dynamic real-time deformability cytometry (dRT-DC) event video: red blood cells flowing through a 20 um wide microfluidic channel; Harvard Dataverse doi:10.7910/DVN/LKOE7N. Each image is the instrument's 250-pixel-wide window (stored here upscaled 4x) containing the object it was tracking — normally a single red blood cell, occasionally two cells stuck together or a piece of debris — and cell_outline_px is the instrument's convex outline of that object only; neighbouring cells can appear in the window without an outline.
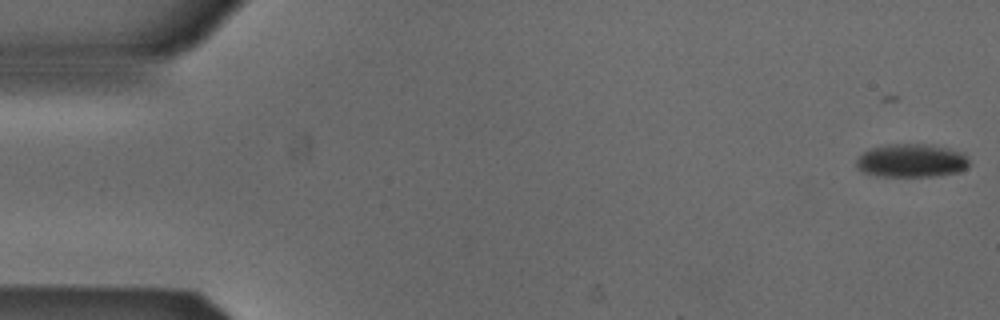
{"species": "Egyptian fruit bat (a non-hibernating species)", "species_latin": "Rousettus aegyptiacus", "temperature_condition": "cold", "stored_images_in_passage": 39, "camera_frame_rate_fps": 3000, "um_per_image_px": 0.085, "animal": {"sex": "male"}, "frame": {"image": 1, "passage_image": 2, "time_ms": 0.333, "image_size_px": [1000, 320], "cell_outline_px": [[968, 164], [960, 172], [936, 176], [876, 176], [864, 172], [856, 168], [856, 160], [864, 152], [872, 148], [888, 144], [924, 144], [948, 148], [964, 152], [968, 160]], "centroid_in_image_um": [77.47, 13.66], "position_along_channel_um": 7.5, "area_um2": 21.91}}
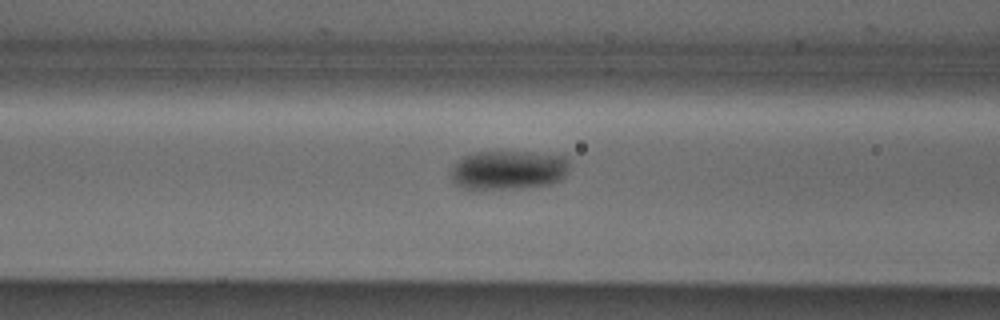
{"frame": {"image": 2, "passage_image": 22, "time_ms": 7.0, "image_size_px": [1000, 320], "cell_outline_px": [[568, 168], [564, 176], [560, 180], [548, 184], [520, 188], [464, 188], [456, 184], [448, 176], [456, 160], [464, 156], [476, 152], [528, 152], [564, 156], [568, 160]], "centroid_in_image_um": [43.17, 14.44], "position_along_channel_um": 123.4, "area_um2": 26.82}}
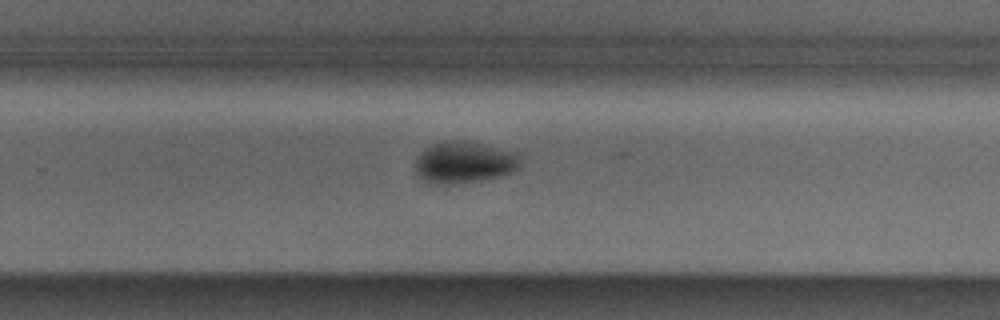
{"frame": {"image": 3, "passage_image": 35, "time_ms": 11.333, "image_size_px": [1000, 320], "cell_outline_px": [[520, 168], [516, 172], [500, 176], [480, 180], [452, 184], [428, 184], [416, 172], [416, 160], [424, 148], [432, 144], [444, 140], [460, 140], [480, 144], [516, 152], [520, 156]], "centroid_in_image_um": [39.47, 13.81], "position_along_channel_um": 290.3, "area_um2": 25.61}}